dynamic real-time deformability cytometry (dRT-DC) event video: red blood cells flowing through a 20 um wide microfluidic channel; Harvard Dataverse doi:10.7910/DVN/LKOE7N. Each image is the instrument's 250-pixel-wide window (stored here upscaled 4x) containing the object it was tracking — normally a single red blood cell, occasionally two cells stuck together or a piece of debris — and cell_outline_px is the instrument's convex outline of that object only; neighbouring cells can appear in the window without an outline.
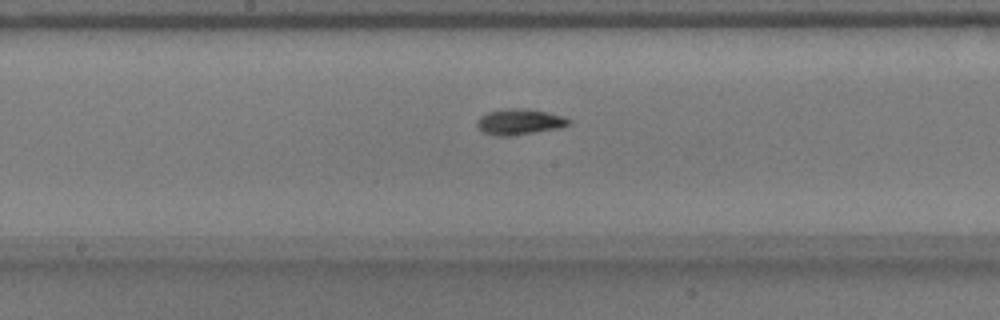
{"species": "common noctule bat (a hibernating species)", "species_latin": "Nyctalus noctula", "temperature_condition": "warm", "stored_images_in_passage": 54, "camera_frame_rate_fps": 3000, "um_per_image_px": 0.085, "animal": {"sex": "male", "body_mass_g": 17.9}, "frame": {"image": 1, "passage_image": 28, "time_ms": 9.0, "image_size_px": [1000, 320], "cell_outline_px": [[572, 120], [568, 124], [560, 128], [508, 136], [492, 136], [484, 132], [476, 124], [476, 120], [480, 116], [488, 112], [508, 108], [528, 108], [564, 116]], "centroid_in_image_um": [44.15, 10.35], "position_along_channel_um": 204.1, "area_um2": 13.81}}
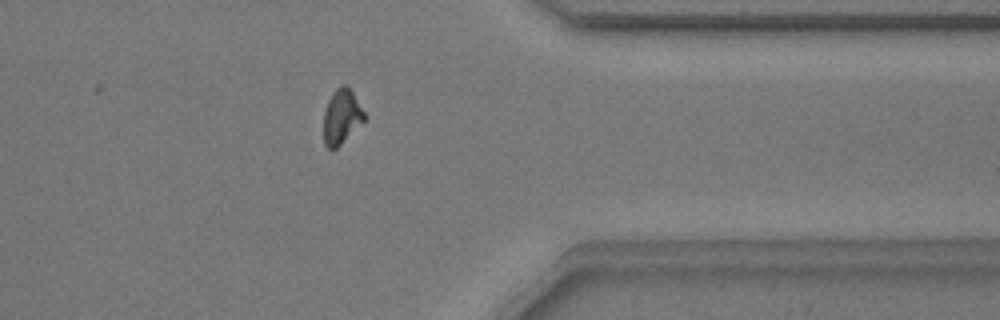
{"frame": {"image": 2, "passage_image": 43, "time_ms": 14.0, "image_size_px": [1000, 320], "cell_outline_px": [[364, 120], [336, 148], [328, 148], [324, 144], [324, 112], [328, 100], [336, 88], [344, 84], [352, 92], [364, 112]], "centroid_in_image_um": [29.01, 9.91], "position_along_channel_um": 382.4, "area_um2": 12.48}}
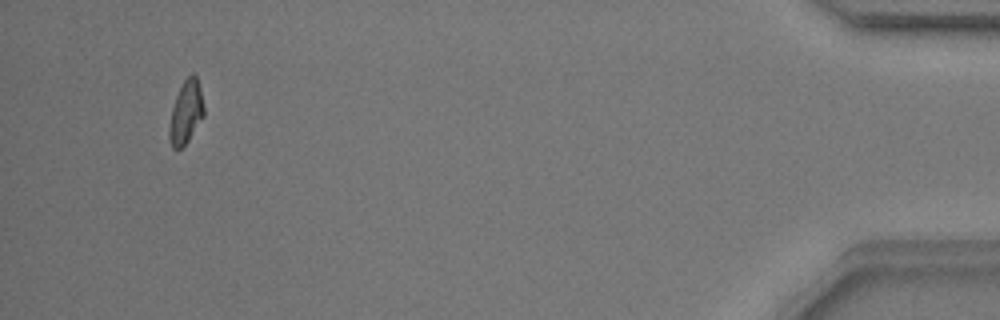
{"frame": {"image": 3, "passage_image": 51, "time_ms": 16.667, "image_size_px": [1000, 320], "cell_outline_px": [[204, 116], [188, 140], [180, 148], [172, 148], [168, 140], [168, 128], [172, 108], [176, 96], [184, 80], [192, 72], [196, 76], [200, 88], [204, 108]], "centroid_in_image_um": [15.79, 9.55], "position_along_channel_um": 419.4, "area_um2": 12.66}, "authors_computed_cell_mechanics": {"area_um2": 12.9472, "velocity_mm_per_s": 3.801, "shape_relaxation_time_tau1_ms": 3.4392, "shape_relaxation_time_tau2_ms": 9.1976, "deformation_change_tau1": 0.1569, "deformation_change_tau2": 0.1061}}